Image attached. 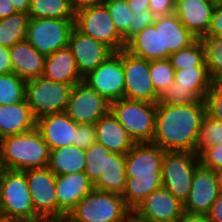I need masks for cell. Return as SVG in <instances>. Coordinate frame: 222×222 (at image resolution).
I'll return each instance as SVG.
<instances>
[{"instance_id":"obj_1","label":"cell","mask_w":222,"mask_h":222,"mask_svg":"<svg viewBox=\"0 0 222 222\" xmlns=\"http://www.w3.org/2000/svg\"><path fill=\"white\" fill-rule=\"evenodd\" d=\"M206 113L205 100L183 105L157 103L155 132L151 143L164 151L196 153L199 130Z\"/></svg>"},{"instance_id":"obj_2","label":"cell","mask_w":222,"mask_h":222,"mask_svg":"<svg viewBox=\"0 0 222 222\" xmlns=\"http://www.w3.org/2000/svg\"><path fill=\"white\" fill-rule=\"evenodd\" d=\"M49 156L50 149L36 128L0 140L2 169L25 171L47 167Z\"/></svg>"},{"instance_id":"obj_3","label":"cell","mask_w":222,"mask_h":222,"mask_svg":"<svg viewBox=\"0 0 222 222\" xmlns=\"http://www.w3.org/2000/svg\"><path fill=\"white\" fill-rule=\"evenodd\" d=\"M131 213L121 194L94 188L66 219L69 222H126Z\"/></svg>"},{"instance_id":"obj_4","label":"cell","mask_w":222,"mask_h":222,"mask_svg":"<svg viewBox=\"0 0 222 222\" xmlns=\"http://www.w3.org/2000/svg\"><path fill=\"white\" fill-rule=\"evenodd\" d=\"M0 197L4 219L19 222L41 221L35 212L23 171L1 170Z\"/></svg>"},{"instance_id":"obj_5","label":"cell","mask_w":222,"mask_h":222,"mask_svg":"<svg viewBox=\"0 0 222 222\" xmlns=\"http://www.w3.org/2000/svg\"><path fill=\"white\" fill-rule=\"evenodd\" d=\"M157 104L121 98L110 111L135 143H151L155 132Z\"/></svg>"},{"instance_id":"obj_6","label":"cell","mask_w":222,"mask_h":222,"mask_svg":"<svg viewBox=\"0 0 222 222\" xmlns=\"http://www.w3.org/2000/svg\"><path fill=\"white\" fill-rule=\"evenodd\" d=\"M74 27L83 34L98 40L112 52L126 48L104 3L81 8L75 12Z\"/></svg>"},{"instance_id":"obj_7","label":"cell","mask_w":222,"mask_h":222,"mask_svg":"<svg viewBox=\"0 0 222 222\" xmlns=\"http://www.w3.org/2000/svg\"><path fill=\"white\" fill-rule=\"evenodd\" d=\"M73 86L44 77L28 80L26 100L33 116L38 119L46 115L65 112Z\"/></svg>"},{"instance_id":"obj_8","label":"cell","mask_w":222,"mask_h":222,"mask_svg":"<svg viewBox=\"0 0 222 222\" xmlns=\"http://www.w3.org/2000/svg\"><path fill=\"white\" fill-rule=\"evenodd\" d=\"M198 154L188 151H165L162 161V186L182 203L187 199L196 167Z\"/></svg>"},{"instance_id":"obj_9","label":"cell","mask_w":222,"mask_h":222,"mask_svg":"<svg viewBox=\"0 0 222 222\" xmlns=\"http://www.w3.org/2000/svg\"><path fill=\"white\" fill-rule=\"evenodd\" d=\"M74 19L29 18L26 40L45 56L68 47Z\"/></svg>"},{"instance_id":"obj_10","label":"cell","mask_w":222,"mask_h":222,"mask_svg":"<svg viewBox=\"0 0 222 222\" xmlns=\"http://www.w3.org/2000/svg\"><path fill=\"white\" fill-rule=\"evenodd\" d=\"M124 69V98L149 103H158L159 94L153 87L150 77V61L122 49Z\"/></svg>"},{"instance_id":"obj_11","label":"cell","mask_w":222,"mask_h":222,"mask_svg":"<svg viewBox=\"0 0 222 222\" xmlns=\"http://www.w3.org/2000/svg\"><path fill=\"white\" fill-rule=\"evenodd\" d=\"M83 81L109 103L124 98L122 50L111 53L101 65L85 76Z\"/></svg>"},{"instance_id":"obj_12","label":"cell","mask_w":222,"mask_h":222,"mask_svg":"<svg viewBox=\"0 0 222 222\" xmlns=\"http://www.w3.org/2000/svg\"><path fill=\"white\" fill-rule=\"evenodd\" d=\"M23 172L37 216L41 220H57L56 175L48 167Z\"/></svg>"},{"instance_id":"obj_13","label":"cell","mask_w":222,"mask_h":222,"mask_svg":"<svg viewBox=\"0 0 222 222\" xmlns=\"http://www.w3.org/2000/svg\"><path fill=\"white\" fill-rule=\"evenodd\" d=\"M110 110V103L87 83H76L65 113L77 124H95Z\"/></svg>"},{"instance_id":"obj_14","label":"cell","mask_w":222,"mask_h":222,"mask_svg":"<svg viewBox=\"0 0 222 222\" xmlns=\"http://www.w3.org/2000/svg\"><path fill=\"white\" fill-rule=\"evenodd\" d=\"M183 203L163 186L152 191L132 214L145 222H177L183 215Z\"/></svg>"},{"instance_id":"obj_15","label":"cell","mask_w":222,"mask_h":222,"mask_svg":"<svg viewBox=\"0 0 222 222\" xmlns=\"http://www.w3.org/2000/svg\"><path fill=\"white\" fill-rule=\"evenodd\" d=\"M220 195L217 172L199 164L191 183V190L183 203L189 214H207Z\"/></svg>"},{"instance_id":"obj_16","label":"cell","mask_w":222,"mask_h":222,"mask_svg":"<svg viewBox=\"0 0 222 222\" xmlns=\"http://www.w3.org/2000/svg\"><path fill=\"white\" fill-rule=\"evenodd\" d=\"M68 47L72 51L82 78L94 71L113 53L106 45L83 34L75 27L71 30Z\"/></svg>"},{"instance_id":"obj_17","label":"cell","mask_w":222,"mask_h":222,"mask_svg":"<svg viewBox=\"0 0 222 222\" xmlns=\"http://www.w3.org/2000/svg\"><path fill=\"white\" fill-rule=\"evenodd\" d=\"M57 220L65 219L94 186L84 172L56 176Z\"/></svg>"},{"instance_id":"obj_18","label":"cell","mask_w":222,"mask_h":222,"mask_svg":"<svg viewBox=\"0 0 222 222\" xmlns=\"http://www.w3.org/2000/svg\"><path fill=\"white\" fill-rule=\"evenodd\" d=\"M165 151L152 143H135L126 153V177L162 176Z\"/></svg>"},{"instance_id":"obj_19","label":"cell","mask_w":222,"mask_h":222,"mask_svg":"<svg viewBox=\"0 0 222 222\" xmlns=\"http://www.w3.org/2000/svg\"><path fill=\"white\" fill-rule=\"evenodd\" d=\"M76 128L77 123L65 112L36 119V129L50 150L73 145Z\"/></svg>"},{"instance_id":"obj_20","label":"cell","mask_w":222,"mask_h":222,"mask_svg":"<svg viewBox=\"0 0 222 222\" xmlns=\"http://www.w3.org/2000/svg\"><path fill=\"white\" fill-rule=\"evenodd\" d=\"M215 4L213 0H176L175 14L197 38L207 35Z\"/></svg>"},{"instance_id":"obj_21","label":"cell","mask_w":222,"mask_h":222,"mask_svg":"<svg viewBox=\"0 0 222 222\" xmlns=\"http://www.w3.org/2000/svg\"><path fill=\"white\" fill-rule=\"evenodd\" d=\"M160 30L162 60L191 45L197 38L180 22L175 13L157 16L153 23Z\"/></svg>"},{"instance_id":"obj_22","label":"cell","mask_w":222,"mask_h":222,"mask_svg":"<svg viewBox=\"0 0 222 222\" xmlns=\"http://www.w3.org/2000/svg\"><path fill=\"white\" fill-rule=\"evenodd\" d=\"M13 72L21 79L42 77L46 56L39 53L27 40L15 43L9 48Z\"/></svg>"},{"instance_id":"obj_23","label":"cell","mask_w":222,"mask_h":222,"mask_svg":"<svg viewBox=\"0 0 222 222\" xmlns=\"http://www.w3.org/2000/svg\"><path fill=\"white\" fill-rule=\"evenodd\" d=\"M42 77L54 82L72 85L83 81L69 47L59 49L46 56Z\"/></svg>"},{"instance_id":"obj_24","label":"cell","mask_w":222,"mask_h":222,"mask_svg":"<svg viewBox=\"0 0 222 222\" xmlns=\"http://www.w3.org/2000/svg\"><path fill=\"white\" fill-rule=\"evenodd\" d=\"M35 128L36 118L26 99L11 105H0V140Z\"/></svg>"},{"instance_id":"obj_25","label":"cell","mask_w":222,"mask_h":222,"mask_svg":"<svg viewBox=\"0 0 222 222\" xmlns=\"http://www.w3.org/2000/svg\"><path fill=\"white\" fill-rule=\"evenodd\" d=\"M96 142L113 153L126 154L135 144L109 110L96 123Z\"/></svg>"},{"instance_id":"obj_26","label":"cell","mask_w":222,"mask_h":222,"mask_svg":"<svg viewBox=\"0 0 222 222\" xmlns=\"http://www.w3.org/2000/svg\"><path fill=\"white\" fill-rule=\"evenodd\" d=\"M126 154L113 153L106 156L104 172L93 185L95 189L106 192L123 194L126 186Z\"/></svg>"},{"instance_id":"obj_27","label":"cell","mask_w":222,"mask_h":222,"mask_svg":"<svg viewBox=\"0 0 222 222\" xmlns=\"http://www.w3.org/2000/svg\"><path fill=\"white\" fill-rule=\"evenodd\" d=\"M85 151L74 145L50 150L48 168L56 175L84 172Z\"/></svg>"},{"instance_id":"obj_28","label":"cell","mask_w":222,"mask_h":222,"mask_svg":"<svg viewBox=\"0 0 222 222\" xmlns=\"http://www.w3.org/2000/svg\"><path fill=\"white\" fill-rule=\"evenodd\" d=\"M131 54L146 60H162L160 30L155 25H149L134 35L126 48Z\"/></svg>"},{"instance_id":"obj_29","label":"cell","mask_w":222,"mask_h":222,"mask_svg":"<svg viewBox=\"0 0 222 222\" xmlns=\"http://www.w3.org/2000/svg\"><path fill=\"white\" fill-rule=\"evenodd\" d=\"M162 186V176L127 177L122 194L124 203L132 212L152 191Z\"/></svg>"},{"instance_id":"obj_30","label":"cell","mask_w":222,"mask_h":222,"mask_svg":"<svg viewBox=\"0 0 222 222\" xmlns=\"http://www.w3.org/2000/svg\"><path fill=\"white\" fill-rule=\"evenodd\" d=\"M178 86L187 88L199 100H205L211 86L212 79L207 67H192L175 71Z\"/></svg>"},{"instance_id":"obj_31","label":"cell","mask_w":222,"mask_h":222,"mask_svg":"<svg viewBox=\"0 0 222 222\" xmlns=\"http://www.w3.org/2000/svg\"><path fill=\"white\" fill-rule=\"evenodd\" d=\"M29 14L17 12L0 19V46L12 47L26 40Z\"/></svg>"},{"instance_id":"obj_32","label":"cell","mask_w":222,"mask_h":222,"mask_svg":"<svg viewBox=\"0 0 222 222\" xmlns=\"http://www.w3.org/2000/svg\"><path fill=\"white\" fill-rule=\"evenodd\" d=\"M29 18L74 19L68 0H31Z\"/></svg>"},{"instance_id":"obj_33","label":"cell","mask_w":222,"mask_h":222,"mask_svg":"<svg viewBox=\"0 0 222 222\" xmlns=\"http://www.w3.org/2000/svg\"><path fill=\"white\" fill-rule=\"evenodd\" d=\"M168 60L175 71L192 67H207L205 63V48L201 39H196L188 47L171 53Z\"/></svg>"},{"instance_id":"obj_34","label":"cell","mask_w":222,"mask_h":222,"mask_svg":"<svg viewBox=\"0 0 222 222\" xmlns=\"http://www.w3.org/2000/svg\"><path fill=\"white\" fill-rule=\"evenodd\" d=\"M27 81L14 72L0 74V105H11L26 99Z\"/></svg>"},{"instance_id":"obj_35","label":"cell","mask_w":222,"mask_h":222,"mask_svg":"<svg viewBox=\"0 0 222 222\" xmlns=\"http://www.w3.org/2000/svg\"><path fill=\"white\" fill-rule=\"evenodd\" d=\"M124 42L131 39V20L133 12L126 0H104L103 2Z\"/></svg>"},{"instance_id":"obj_36","label":"cell","mask_w":222,"mask_h":222,"mask_svg":"<svg viewBox=\"0 0 222 222\" xmlns=\"http://www.w3.org/2000/svg\"><path fill=\"white\" fill-rule=\"evenodd\" d=\"M85 151L86 165L84 173L94 185L104 172L106 165V156L110 155L111 151L102 144L95 142L91 144Z\"/></svg>"},{"instance_id":"obj_37","label":"cell","mask_w":222,"mask_h":222,"mask_svg":"<svg viewBox=\"0 0 222 222\" xmlns=\"http://www.w3.org/2000/svg\"><path fill=\"white\" fill-rule=\"evenodd\" d=\"M201 41L205 48V63L210 78H222V36H204Z\"/></svg>"},{"instance_id":"obj_38","label":"cell","mask_w":222,"mask_h":222,"mask_svg":"<svg viewBox=\"0 0 222 222\" xmlns=\"http://www.w3.org/2000/svg\"><path fill=\"white\" fill-rule=\"evenodd\" d=\"M222 144V121H218L206 113L202 119L196 145V153L204 148Z\"/></svg>"},{"instance_id":"obj_39","label":"cell","mask_w":222,"mask_h":222,"mask_svg":"<svg viewBox=\"0 0 222 222\" xmlns=\"http://www.w3.org/2000/svg\"><path fill=\"white\" fill-rule=\"evenodd\" d=\"M150 77L160 95L175 80V69L168 59L150 61Z\"/></svg>"},{"instance_id":"obj_40","label":"cell","mask_w":222,"mask_h":222,"mask_svg":"<svg viewBox=\"0 0 222 222\" xmlns=\"http://www.w3.org/2000/svg\"><path fill=\"white\" fill-rule=\"evenodd\" d=\"M199 99L187 88H182L173 81L160 95L158 103L168 105L193 104Z\"/></svg>"},{"instance_id":"obj_41","label":"cell","mask_w":222,"mask_h":222,"mask_svg":"<svg viewBox=\"0 0 222 222\" xmlns=\"http://www.w3.org/2000/svg\"><path fill=\"white\" fill-rule=\"evenodd\" d=\"M207 113L222 121V78L213 79L206 96Z\"/></svg>"},{"instance_id":"obj_42","label":"cell","mask_w":222,"mask_h":222,"mask_svg":"<svg viewBox=\"0 0 222 222\" xmlns=\"http://www.w3.org/2000/svg\"><path fill=\"white\" fill-rule=\"evenodd\" d=\"M199 163L211 170L219 171L222 169V144L204 148L199 154Z\"/></svg>"},{"instance_id":"obj_43","label":"cell","mask_w":222,"mask_h":222,"mask_svg":"<svg viewBox=\"0 0 222 222\" xmlns=\"http://www.w3.org/2000/svg\"><path fill=\"white\" fill-rule=\"evenodd\" d=\"M96 142L95 124H77L75 131V141L73 145L86 150L91 144Z\"/></svg>"},{"instance_id":"obj_44","label":"cell","mask_w":222,"mask_h":222,"mask_svg":"<svg viewBox=\"0 0 222 222\" xmlns=\"http://www.w3.org/2000/svg\"><path fill=\"white\" fill-rule=\"evenodd\" d=\"M155 18L156 16L150 10L133 13L131 20V38L145 27L152 25Z\"/></svg>"},{"instance_id":"obj_45","label":"cell","mask_w":222,"mask_h":222,"mask_svg":"<svg viewBox=\"0 0 222 222\" xmlns=\"http://www.w3.org/2000/svg\"><path fill=\"white\" fill-rule=\"evenodd\" d=\"M176 0H150V11L157 16L169 15L175 12Z\"/></svg>"},{"instance_id":"obj_46","label":"cell","mask_w":222,"mask_h":222,"mask_svg":"<svg viewBox=\"0 0 222 222\" xmlns=\"http://www.w3.org/2000/svg\"><path fill=\"white\" fill-rule=\"evenodd\" d=\"M206 36H222V6H216L213 9L211 25Z\"/></svg>"},{"instance_id":"obj_47","label":"cell","mask_w":222,"mask_h":222,"mask_svg":"<svg viewBox=\"0 0 222 222\" xmlns=\"http://www.w3.org/2000/svg\"><path fill=\"white\" fill-rule=\"evenodd\" d=\"M206 216L209 222H222V194L212 204Z\"/></svg>"},{"instance_id":"obj_48","label":"cell","mask_w":222,"mask_h":222,"mask_svg":"<svg viewBox=\"0 0 222 222\" xmlns=\"http://www.w3.org/2000/svg\"><path fill=\"white\" fill-rule=\"evenodd\" d=\"M12 64L9 55V48L0 46V74L12 73Z\"/></svg>"},{"instance_id":"obj_49","label":"cell","mask_w":222,"mask_h":222,"mask_svg":"<svg viewBox=\"0 0 222 222\" xmlns=\"http://www.w3.org/2000/svg\"><path fill=\"white\" fill-rule=\"evenodd\" d=\"M68 2L70 7L76 12L84 7L102 4L104 0H68Z\"/></svg>"},{"instance_id":"obj_50","label":"cell","mask_w":222,"mask_h":222,"mask_svg":"<svg viewBox=\"0 0 222 222\" xmlns=\"http://www.w3.org/2000/svg\"><path fill=\"white\" fill-rule=\"evenodd\" d=\"M15 13H17V10L10 0H0V19Z\"/></svg>"},{"instance_id":"obj_51","label":"cell","mask_w":222,"mask_h":222,"mask_svg":"<svg viewBox=\"0 0 222 222\" xmlns=\"http://www.w3.org/2000/svg\"><path fill=\"white\" fill-rule=\"evenodd\" d=\"M126 1L133 13L150 10L149 8L150 0H126Z\"/></svg>"},{"instance_id":"obj_52","label":"cell","mask_w":222,"mask_h":222,"mask_svg":"<svg viewBox=\"0 0 222 222\" xmlns=\"http://www.w3.org/2000/svg\"><path fill=\"white\" fill-rule=\"evenodd\" d=\"M177 222H209L205 214H189L184 212Z\"/></svg>"},{"instance_id":"obj_53","label":"cell","mask_w":222,"mask_h":222,"mask_svg":"<svg viewBox=\"0 0 222 222\" xmlns=\"http://www.w3.org/2000/svg\"><path fill=\"white\" fill-rule=\"evenodd\" d=\"M17 12L28 13L31 0H10Z\"/></svg>"},{"instance_id":"obj_54","label":"cell","mask_w":222,"mask_h":222,"mask_svg":"<svg viewBox=\"0 0 222 222\" xmlns=\"http://www.w3.org/2000/svg\"><path fill=\"white\" fill-rule=\"evenodd\" d=\"M217 178H218L220 194H222V169L217 171Z\"/></svg>"},{"instance_id":"obj_55","label":"cell","mask_w":222,"mask_h":222,"mask_svg":"<svg viewBox=\"0 0 222 222\" xmlns=\"http://www.w3.org/2000/svg\"><path fill=\"white\" fill-rule=\"evenodd\" d=\"M126 222H145L143 220L138 219L135 215L132 213L128 216Z\"/></svg>"},{"instance_id":"obj_56","label":"cell","mask_w":222,"mask_h":222,"mask_svg":"<svg viewBox=\"0 0 222 222\" xmlns=\"http://www.w3.org/2000/svg\"><path fill=\"white\" fill-rule=\"evenodd\" d=\"M37 222H69L66 218L61 220H41Z\"/></svg>"},{"instance_id":"obj_57","label":"cell","mask_w":222,"mask_h":222,"mask_svg":"<svg viewBox=\"0 0 222 222\" xmlns=\"http://www.w3.org/2000/svg\"><path fill=\"white\" fill-rule=\"evenodd\" d=\"M4 220V212L2 209V202H1V197H0V221Z\"/></svg>"},{"instance_id":"obj_58","label":"cell","mask_w":222,"mask_h":222,"mask_svg":"<svg viewBox=\"0 0 222 222\" xmlns=\"http://www.w3.org/2000/svg\"><path fill=\"white\" fill-rule=\"evenodd\" d=\"M216 6H222V0H213Z\"/></svg>"},{"instance_id":"obj_59","label":"cell","mask_w":222,"mask_h":222,"mask_svg":"<svg viewBox=\"0 0 222 222\" xmlns=\"http://www.w3.org/2000/svg\"><path fill=\"white\" fill-rule=\"evenodd\" d=\"M0 222H19V221H14V220H7V219H4V220H1Z\"/></svg>"}]
</instances>
